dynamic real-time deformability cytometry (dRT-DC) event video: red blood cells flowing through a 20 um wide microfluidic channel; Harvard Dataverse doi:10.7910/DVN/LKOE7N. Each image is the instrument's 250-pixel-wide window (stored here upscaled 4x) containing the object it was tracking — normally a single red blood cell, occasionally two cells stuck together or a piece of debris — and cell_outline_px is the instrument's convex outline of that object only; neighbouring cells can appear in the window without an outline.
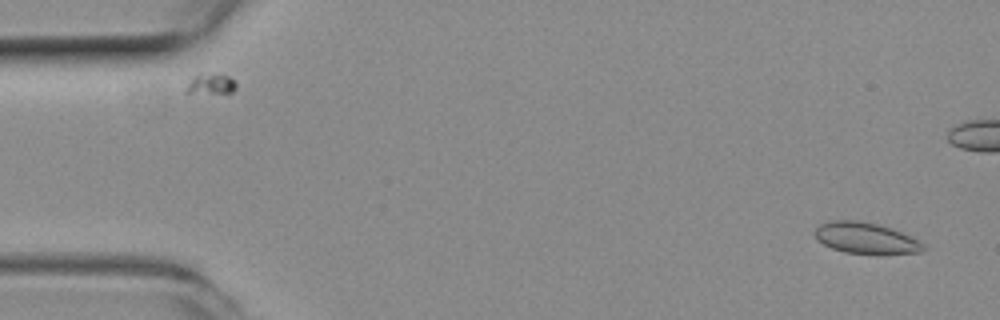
{"species": "common noctule bat (a hibernating species)", "species_latin": "Nyctalus noctula", "temperature_condition": "room temperature", "stored_images_in_passage": 53, "camera_frame_rate_fps": 3000, "um_per_image_px": 0.085, "animal": {"sex": "female", "body_mass_g": 19.3, "forearm_length_mm": 54.1}, "frame": {"image": 1, "passage_image": 3, "time_ms": 0.667, "image_size_px": [1000, 320], "cell_outline_px": [[928, 248], [920, 252], [880, 256], [844, 252], [832, 248], [816, 240], [816, 228], [820, 224], [828, 220], [852, 220], [876, 224], [892, 228], [924, 244]], "centroid_in_image_um": [73.61, 20.28], "position_along_channel_um": 11.4, "area_um2": 20.0}}
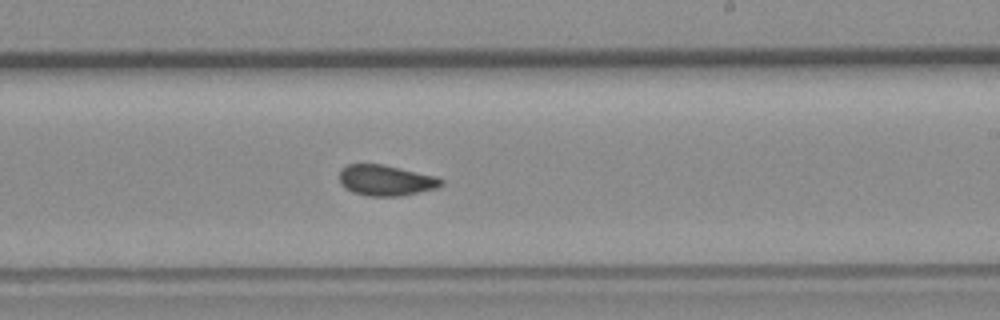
{"frame": {"image": 2, "passage_image": 31, "time_ms": 10.0, "image_size_px": [1000, 320], "cell_outline_px": [[444, 184], [436, 188], [400, 196], [368, 196], [352, 192], [344, 188], [340, 184], [340, 168], [348, 164], [384, 164], [436, 176], [444, 180]], "centroid_in_image_um": [32.78, 15.32], "position_along_channel_um": 256.2, "area_um2": 18.38}}
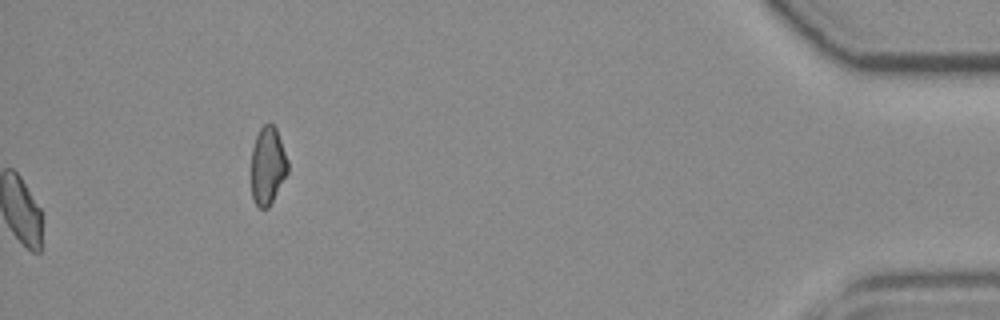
{"frame": {"image": 3, "passage_image": 53, "time_ms": 17.333, "image_size_px": [1000, 320], "cell_outline_px": [[288, 172], [268, 208], [260, 208], [256, 204], [252, 196], [252, 148], [256, 136], [260, 128], [264, 124], [272, 124], [276, 128], [288, 160]], "centroid_in_image_um": [22.76, 14.07], "position_along_channel_um": 412.4, "area_um2": 16.36}, "authors_computed_cell_mechanics": {"area_um2": 18.3804, "velocity_mm_per_s": 3.9338, "shape_relaxation_time_tau1_ms": null, "shape_relaxation_time_tau2_ms": 1.6418, "deformation_change_tau1": null, "deformation_change_tau2": 0.0462}}